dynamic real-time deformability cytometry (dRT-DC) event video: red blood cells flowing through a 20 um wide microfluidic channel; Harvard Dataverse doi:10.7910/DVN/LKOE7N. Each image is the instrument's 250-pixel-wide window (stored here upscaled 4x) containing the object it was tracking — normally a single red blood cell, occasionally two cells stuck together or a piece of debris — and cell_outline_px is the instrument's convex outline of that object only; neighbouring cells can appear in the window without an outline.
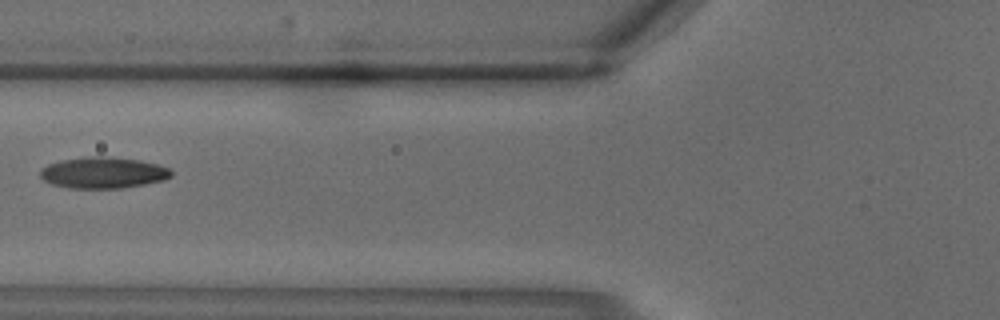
{"species": "common noctule bat (a hibernating species)", "species_latin": "Nyctalus noctula", "temperature_condition": "warm", "stored_images_in_passage": 5, "camera_frame_rate_fps": 3000, "um_per_image_px": 0.085, "animal": {"sex": "male", "body_mass_g": 18.8}, "frame": {"image": 1, "passage_image": 5, "time_ms": 1.333, "image_size_px": [1000, 320], "cell_outline_px": [[172, 176], [164, 180], [124, 188], [68, 188], [52, 184], [44, 180], [40, 176], [40, 168], [48, 164], [64, 160], [88, 156], [104, 156], [140, 160], [156, 164], [168, 168], [172, 172]], "centroid_in_image_um": [8.76, 14.68], "position_along_channel_um": 117.0, "area_um2": 23.81}}